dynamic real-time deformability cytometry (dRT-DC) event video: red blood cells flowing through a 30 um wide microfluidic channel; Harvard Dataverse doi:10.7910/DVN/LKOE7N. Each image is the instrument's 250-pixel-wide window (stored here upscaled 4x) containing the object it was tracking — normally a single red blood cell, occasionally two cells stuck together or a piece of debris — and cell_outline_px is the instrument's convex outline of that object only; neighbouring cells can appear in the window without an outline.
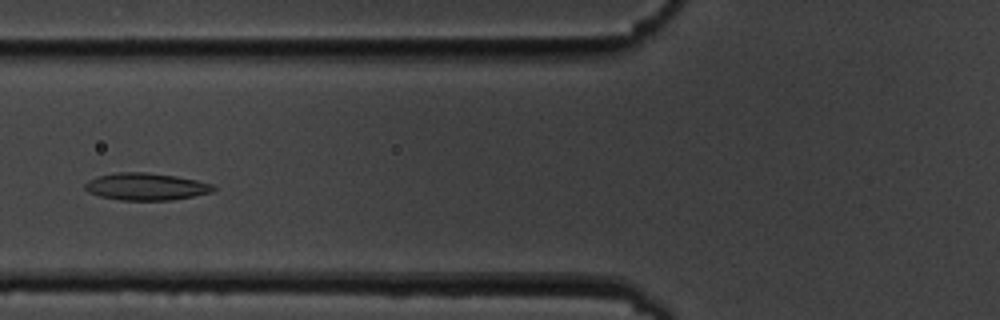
{"species": "common noctule bat (a hibernating species)", "species_latin": "Nyctalus noctula", "temperature_condition": "cold", "stored_images_in_passage": 14, "camera_frame_rate_fps": 3000, "um_per_image_px": 0.085, "animal": {"sex": "male", "body_mass_g": 19.5, "forearm_length_mm": 54.6}, "frame": {"image": 1, "passage_image": 5, "time_ms": 5.333, "image_size_px": [1000, 320], "cell_outline_px": [[216, 188], [212, 192], [172, 200], [120, 200], [100, 196], [88, 192], [84, 188], [84, 184], [88, 180], [100, 176], [116, 172], [148, 172], [176, 176], [196, 180], [212, 184]], "centroid_in_image_um": [12.4, 15.86], "position_along_channel_um": 113.4, "area_um2": 20.29}}
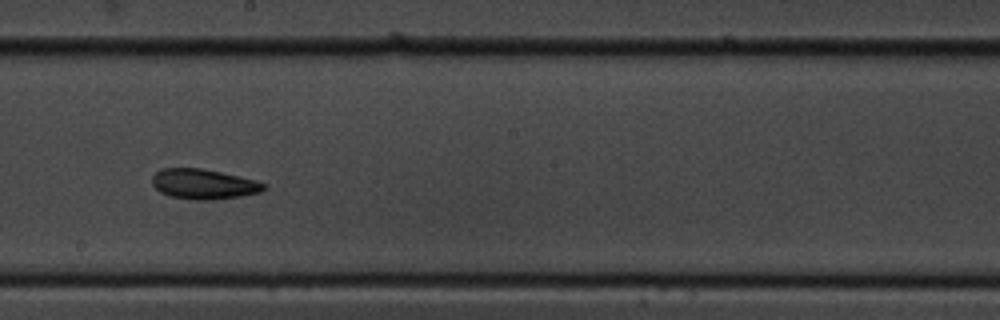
{"frame": {"image": 2, "passage_image": 8, "time_ms": 8.667, "image_size_px": [1000, 320], "cell_outline_px": [[268, 188], [260, 192], [240, 196], [216, 200], [192, 200], [168, 196], [160, 192], [152, 184], [152, 176], [160, 168], [200, 168], [220, 172], [256, 180], [268, 184]], "centroid_in_image_um": [17.31, 15.66], "position_along_channel_um": 230.9, "area_um2": 19.83}}
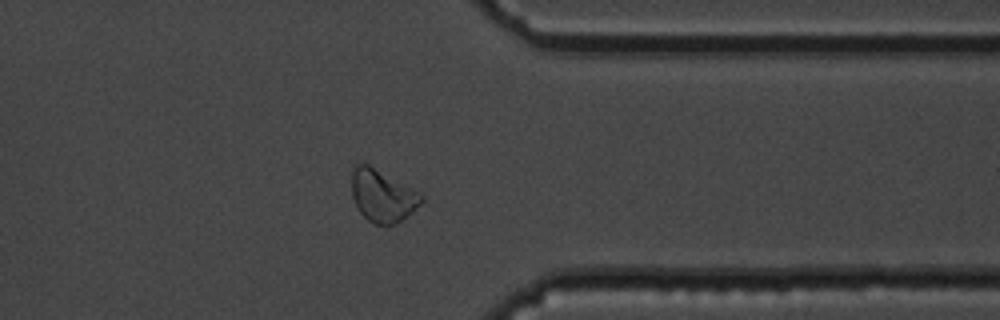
{"frame": {"image": 3, "passage_image": 12, "time_ms": 13.0, "image_size_px": [1000, 320], "cell_outline_px": [[424, 200], [420, 204], [396, 224], [372, 224], [360, 212], [352, 196], [352, 172], [356, 164], [368, 164], [420, 192], [424, 196]], "centroid_in_image_um": [32.51, 16.64], "position_along_channel_um": 378.9, "area_um2": 20.92}, "authors_computed_cell_mechanics": {"area_um2": 20.2589, "velocity_mm_per_s": 3.5357, "shape_relaxation_time_tau1_ms": 2.7098, "shape_relaxation_time_tau2_ms": 2.136, "deformation_change_tau1": 0.0749, "deformation_change_tau2": 0.0745}}